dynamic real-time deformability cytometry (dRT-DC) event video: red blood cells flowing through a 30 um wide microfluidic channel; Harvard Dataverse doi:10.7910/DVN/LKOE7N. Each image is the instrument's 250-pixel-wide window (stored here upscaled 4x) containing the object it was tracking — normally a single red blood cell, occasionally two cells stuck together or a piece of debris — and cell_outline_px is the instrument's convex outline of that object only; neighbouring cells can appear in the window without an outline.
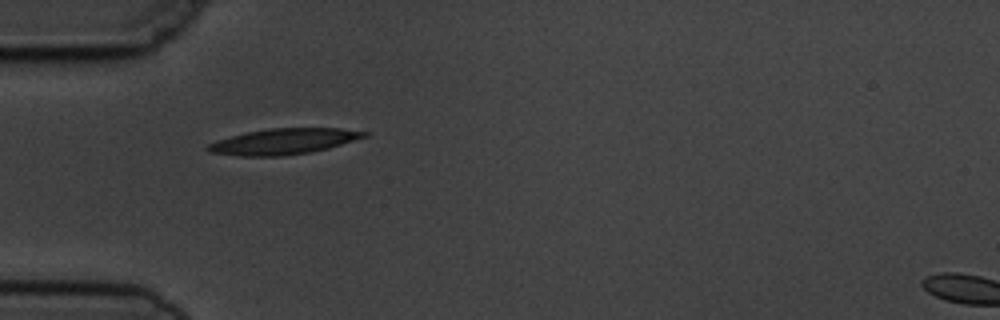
{"species": "common noctule bat (a hibernating species)", "species_latin": "Nyctalus noctula", "temperature_condition": "cold", "stored_images_in_passage": 4, "camera_frame_rate_fps": 3000, "um_per_image_px": 0.085, "animal": {"sex": "male", "body_mass_g": 19.5, "forearm_length_mm": 54.6}, "frame": {"image": 1, "passage_image": 3, "time_ms": 3.333, "image_size_px": [1000, 320], "cell_outline_px": [[368, 136], [328, 148], [308, 152], [284, 156], [240, 156], [208, 152], [204, 148], [208, 144], [216, 140], [248, 132], [268, 128], [340, 128], [368, 132]], "centroid_in_image_um": [24.07, 12.02], "position_along_channel_um": 60.9, "area_um2": 23.41}}
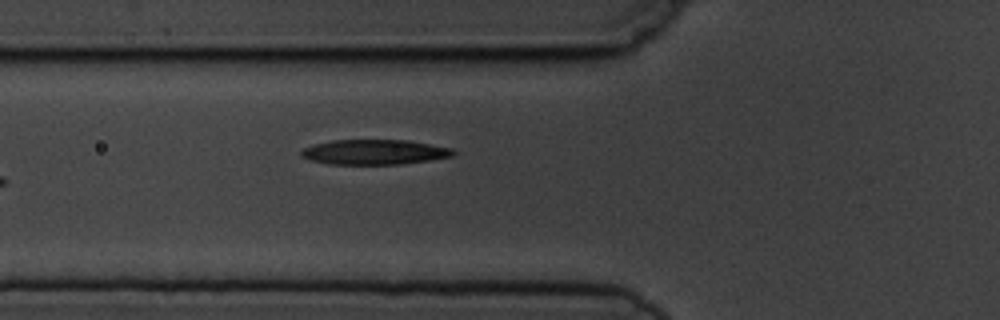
{"frame": {"image": 2, "passage_image": 4, "time_ms": 4.333, "image_size_px": [1000, 320], "cell_outline_px": [[456, 152], [452, 156], [428, 160], [400, 164], [328, 164], [308, 160], [300, 156], [300, 152], [304, 148], [312, 144], [332, 140], [408, 140], [452, 148]], "centroid_in_image_um": [31.77, 12.92], "position_along_channel_um": 94.0, "area_um2": 22.2}}